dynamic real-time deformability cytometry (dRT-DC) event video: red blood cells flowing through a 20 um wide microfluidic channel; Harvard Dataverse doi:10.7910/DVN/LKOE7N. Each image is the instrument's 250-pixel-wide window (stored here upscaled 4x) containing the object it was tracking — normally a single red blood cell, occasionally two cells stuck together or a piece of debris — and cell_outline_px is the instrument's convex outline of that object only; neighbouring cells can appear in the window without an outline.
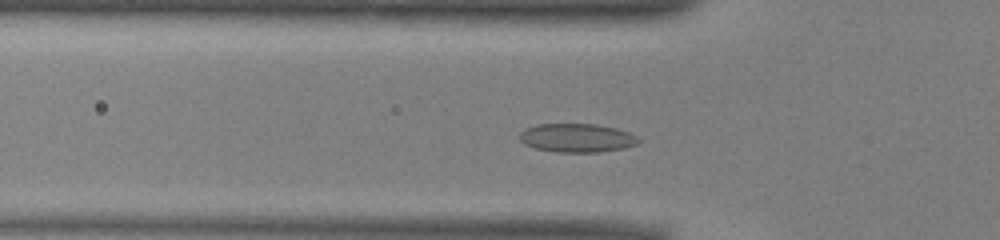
{"species": "common noctule bat (a hibernating species)", "species_latin": "Nyctalus noctula", "temperature_condition": "warm", "stored_images_in_passage": 45, "camera_frame_rate_fps": 3000, "um_per_image_px": 0.085, "animal": {"sex": "male", "body_mass_g": 13.0, "forearm_length_mm": 53.1}, "frame": {"image": 1, "passage_image": 10, "time_ms": 3.0, "image_size_px": [1000, 240], "cell_outline_px": [[640, 140], [636, 144], [624, 148], [600, 152], [556, 152], [536, 148], [524, 144], [520, 140], [520, 132], [536, 124], [596, 124], [616, 128], [628, 132], [636, 136]], "centroid_in_image_um": [49.04, 11.72], "position_along_channel_um": 76.8, "area_um2": 19.77}}
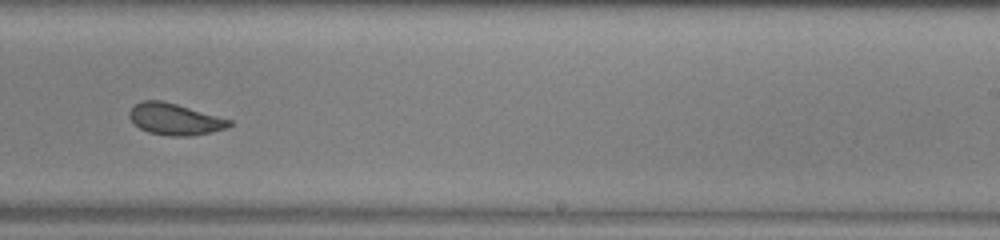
{"frame": {"image": 2, "passage_image": 25, "time_ms": 8.0, "image_size_px": [1000, 240], "cell_outline_px": [[232, 124], [224, 128], [212, 132], [192, 136], [168, 136], [148, 132], [140, 128], [128, 116], [128, 112], [140, 100], [160, 100], [176, 104], [232, 120]], "centroid_in_image_um": [14.84, 10.13], "position_along_channel_um": 274.2, "area_um2": 18.21}}
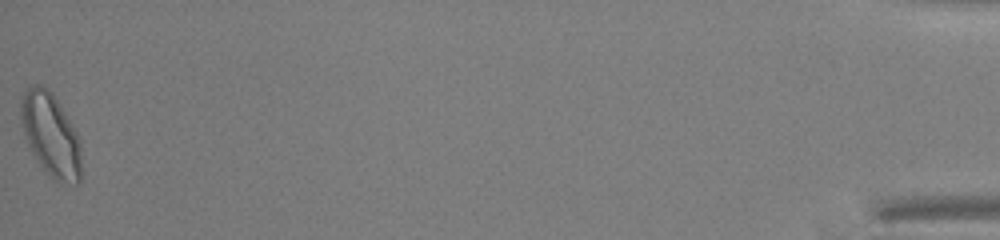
{"frame": {"image": 3, "passage_image": 45, "time_ms": 14.667, "image_size_px": [1000, 240], "cell_outline_px": [[80, 180], [76, 184], [60, 184], [40, 164], [32, 152], [24, 136], [20, 120], [20, 104], [24, 92], [32, 84], [40, 84], [56, 100], [72, 124], [80, 140]], "centroid_in_image_um": [4.3, 11.48], "position_along_channel_um": 430.9, "area_um2": 28.84}, "authors_computed_cell_mechanics": {"area_um2": 19.4786, "velocity_mm_per_s": 3.9507, "shape_relaxation_time_tau1_ms": 6.5807, "shape_relaxation_time_tau2_ms": 1.1398, "deformation_change_tau1": 0.1237, "deformation_change_tau2": 0.0718}}